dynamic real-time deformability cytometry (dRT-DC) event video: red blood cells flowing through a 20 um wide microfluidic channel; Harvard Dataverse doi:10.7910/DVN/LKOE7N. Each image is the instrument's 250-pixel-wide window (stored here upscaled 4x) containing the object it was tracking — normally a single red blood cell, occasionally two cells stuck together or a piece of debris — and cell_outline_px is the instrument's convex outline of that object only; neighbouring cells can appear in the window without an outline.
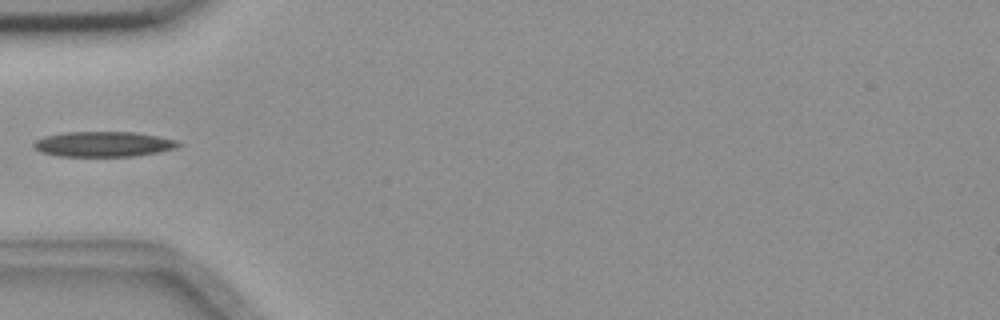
{"species": "common noctule bat (a hibernating species)", "species_latin": "Nyctalus noctula", "temperature_condition": "room temperature", "stored_images_in_passage": 38, "camera_frame_rate_fps": 3000, "um_per_image_px": 0.085, "animal": {"sex": "female", "body_mass_g": 18.4}, "frame": {"image": 1, "passage_image": 1, "time_ms": 0.0, "image_size_px": [1000, 320], "cell_outline_px": [[184, 144], [176, 148], [136, 156], [56, 156], [40, 152], [32, 144], [36, 140], [44, 136], [64, 132], [136, 132], [176, 140]], "centroid_in_image_um": [8.78, 12.25], "position_along_channel_um": 76.2, "area_um2": 21.27}}
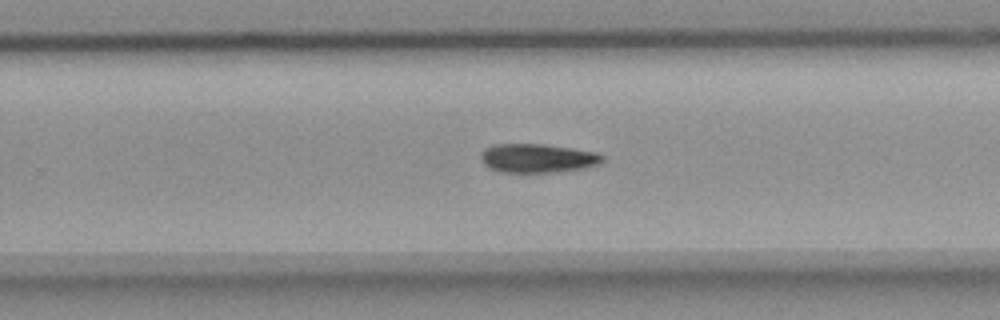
{"frame": {"image": 2, "passage_image": 18, "time_ms": 5.667, "image_size_px": [1000, 320], "cell_outline_px": [[604, 160], [600, 164], [584, 168], [552, 172], [504, 172], [492, 168], [484, 164], [480, 160], [480, 152], [484, 148], [492, 144], [544, 144], [572, 148], [596, 152], [604, 156]], "centroid_in_image_um": [45.68, 13.43], "position_along_channel_um": 284.1, "area_um2": 20.52}}
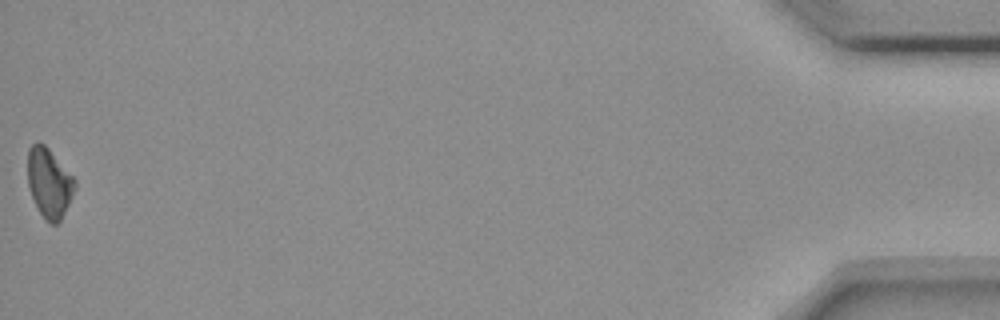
{"frame": {"image": 3, "passage_image": 38, "time_ms": 12.333, "image_size_px": [1000, 320], "cell_outline_px": [[76, 188], [60, 220], [56, 224], [52, 224], [44, 220], [32, 196], [28, 184], [28, 148], [36, 140], [40, 140], [48, 148], [76, 180]], "centroid_in_image_um": [4.17, 15.51], "position_along_channel_um": 431.0, "area_um2": 18.96}}